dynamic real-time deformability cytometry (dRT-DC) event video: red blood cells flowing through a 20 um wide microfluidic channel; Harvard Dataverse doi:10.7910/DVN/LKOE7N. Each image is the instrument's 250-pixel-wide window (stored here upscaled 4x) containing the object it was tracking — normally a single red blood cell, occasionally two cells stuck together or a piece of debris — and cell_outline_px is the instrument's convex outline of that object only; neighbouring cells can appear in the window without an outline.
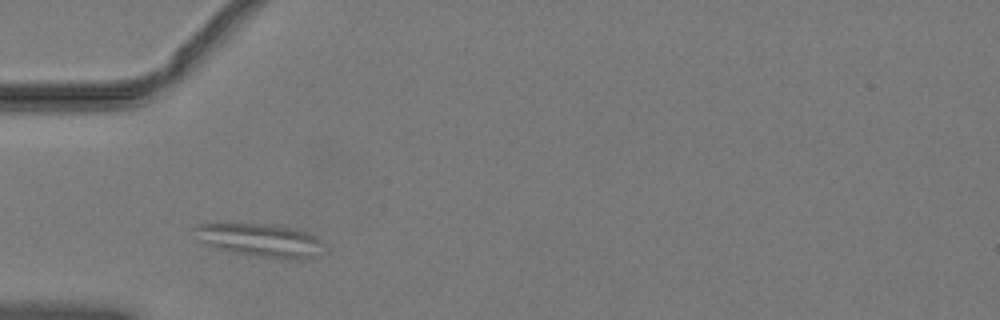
{"species": "common noctule bat (a hibernating species)", "species_latin": "Nyctalus noctula", "temperature_condition": "warm", "stored_images_in_passage": 26, "camera_frame_rate_fps": 3000, "um_per_image_px": 0.085, "animal": {"sex": "male", "body_mass_g": 19.2, "forearm_length_mm": 51.8}, "frame": {"image": 1, "passage_image": 1, "time_ms": 0.0, "image_size_px": [1000, 320], "cell_outline_px": [[320, 256], [308, 260], [288, 260], [252, 256], [228, 252], [208, 244], [192, 228], [196, 224], [280, 224], [308, 232], [316, 236], [320, 240]], "centroid_in_image_um": [22.23, 20.44], "position_along_channel_um": 62.8, "area_um2": 25.2}}
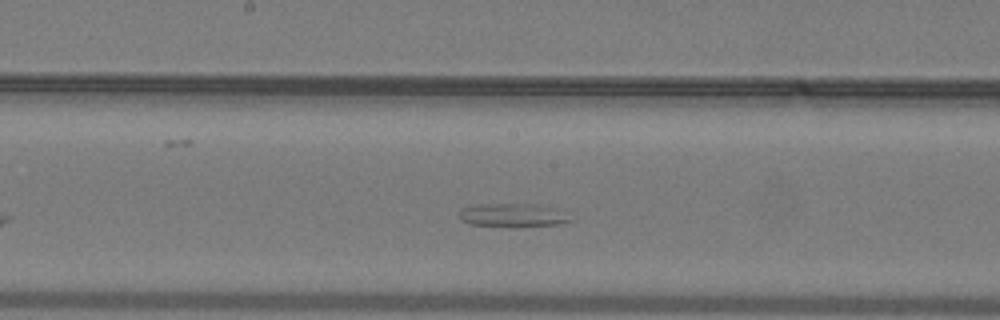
{"frame": {"image": 2, "passage_image": 12, "time_ms": 3.667, "image_size_px": [1000, 320], "cell_outline_px": [[572, 220], [556, 224], [512, 228], [508, 228], [468, 224], [460, 220], [460, 208], [472, 204], [532, 204], [552, 208]], "centroid_in_image_um": [43.41, 18.32], "position_along_channel_um": 204.8, "area_um2": 15.26}}
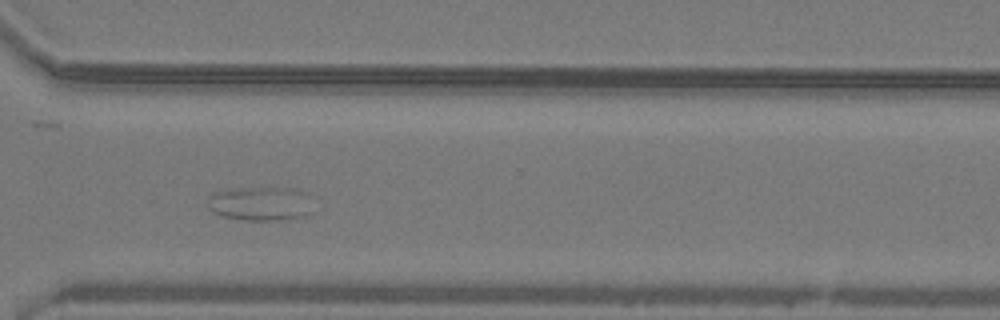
{"frame": {"image": 3, "passage_image": 23, "time_ms": 7.333, "image_size_px": [1000, 320], "cell_outline_px": [[308, 216], [280, 220], [244, 220], [224, 216], [208, 208], [208, 196], [220, 192], [240, 188], [296, 188], [304, 192], [308, 212]], "centroid_in_image_um": [22.1, 17.32], "position_along_channel_um": 348.5, "area_um2": 20.17}}